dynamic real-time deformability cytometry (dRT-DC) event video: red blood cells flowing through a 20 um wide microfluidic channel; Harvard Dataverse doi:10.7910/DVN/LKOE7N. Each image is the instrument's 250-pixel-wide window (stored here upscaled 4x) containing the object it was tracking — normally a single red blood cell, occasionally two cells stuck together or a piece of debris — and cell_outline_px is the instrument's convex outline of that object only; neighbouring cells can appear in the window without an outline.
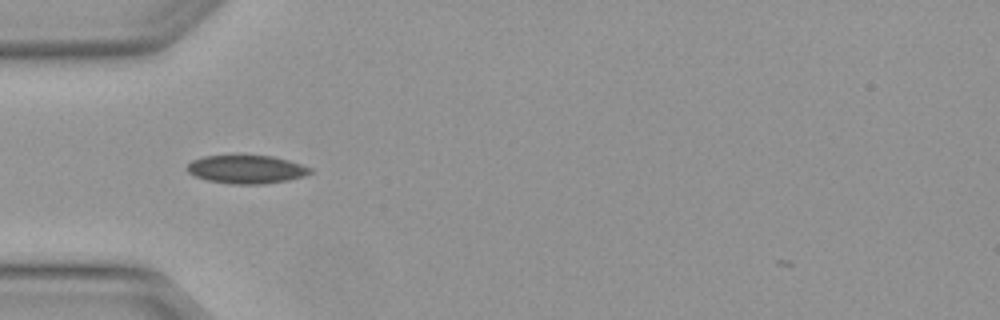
{"species": "Egyptian fruit bat (a non-hibernating species)", "species_latin": "Rousettus aegyptiacus", "temperature_condition": "warm", "stored_images_in_passage": 2, "camera_frame_rate_fps": 3000, "um_per_image_px": 0.085, "animal": {"sex": "female"}, "frame": {"image": 1, "passage_image": 1, "time_ms": 0.0, "image_size_px": [1000, 320], "cell_outline_px": [[312, 172], [304, 176], [288, 180], [264, 184], [232, 184], [208, 180], [196, 176], [188, 172], [184, 168], [192, 160], [204, 156], [272, 156], [288, 160], [312, 168]], "centroid_in_image_um": [20.94, 14.4], "position_along_channel_um": 64.1, "area_um2": 20.17}}
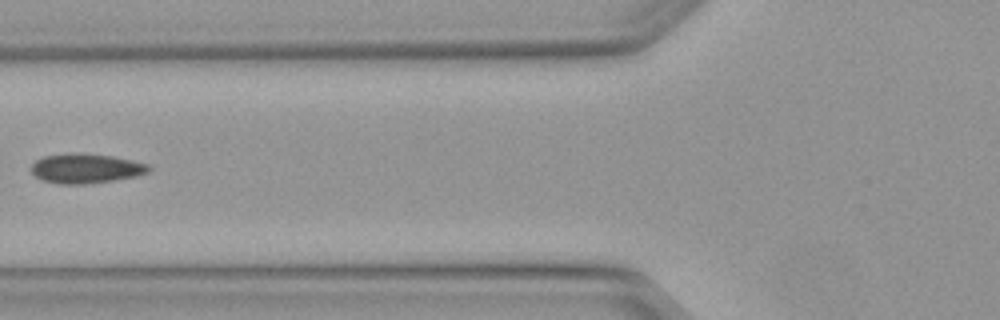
{"frame": {"image": 2, "passage_image": 2, "time_ms": 0.333, "image_size_px": [1000, 320], "cell_outline_px": [[152, 168], [148, 172], [136, 176], [112, 180], [84, 184], [60, 184], [44, 180], [36, 176], [32, 172], [32, 164], [36, 160], [44, 156], [68, 152], [80, 152], [112, 156], [132, 160], [148, 164]], "centroid_in_image_um": [7.3, 14.29], "position_along_channel_um": 118.5, "area_um2": 20.29}}